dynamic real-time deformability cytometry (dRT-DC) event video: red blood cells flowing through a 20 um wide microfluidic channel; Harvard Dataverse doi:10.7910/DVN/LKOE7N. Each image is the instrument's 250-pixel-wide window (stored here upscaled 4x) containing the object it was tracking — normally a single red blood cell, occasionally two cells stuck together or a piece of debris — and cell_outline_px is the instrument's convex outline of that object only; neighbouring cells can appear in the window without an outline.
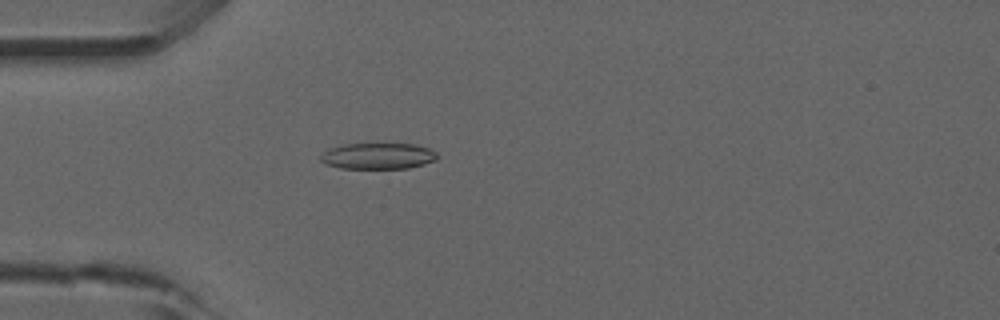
{"species": "common noctule bat (a hibernating species)", "species_latin": "Nyctalus noctula", "temperature_condition": "room temperature", "stored_images_in_passage": 45, "camera_frame_rate_fps": 3000, "um_per_image_px": 0.085, "animal": {"sex": "male", "forearm_length_mm": 52.5}, "frame": {"image": 1, "passage_image": 7, "time_ms": 2.0, "image_size_px": [1000, 320], "cell_outline_px": [[436, 160], [424, 164], [408, 168], [340, 168], [324, 164], [320, 160], [320, 156], [328, 148], [344, 144], [416, 144], [428, 148], [436, 152]], "centroid_in_image_um": [32.1, 13.26], "position_along_channel_um": 52.9, "area_um2": 17.74}}
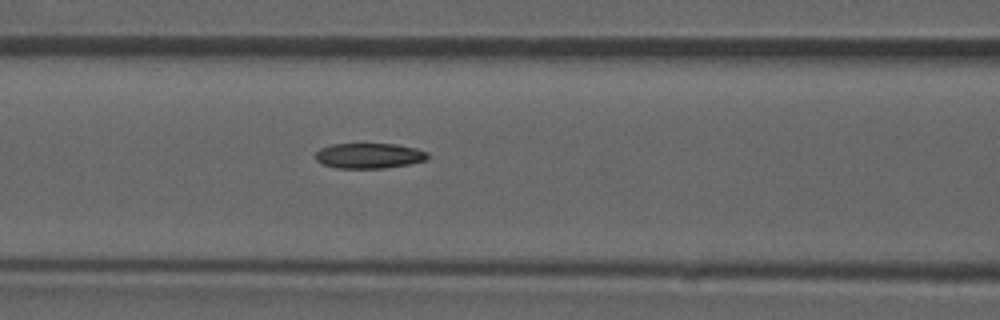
{"frame": {"image": 2, "passage_image": 14, "time_ms": 4.333, "image_size_px": [1000, 320], "cell_outline_px": [[428, 156], [424, 160], [408, 164], [384, 168], [336, 168], [324, 164], [316, 160], [316, 152], [320, 148], [332, 144], [396, 144], [416, 148], [428, 152]], "centroid_in_image_um": [31.36, 13.23], "position_along_channel_um": 135.2, "area_um2": 16.42}, "authors_computed_cell_mechanics": {"area_um2": 16.8198, "velocity_mm_per_s": 3.8829, "shape_relaxation_time_tau1_ms": null, "shape_relaxation_time_tau2_ms": 3.8797, "deformation_change_tau1": null, "deformation_change_tau2": 0.1001}}